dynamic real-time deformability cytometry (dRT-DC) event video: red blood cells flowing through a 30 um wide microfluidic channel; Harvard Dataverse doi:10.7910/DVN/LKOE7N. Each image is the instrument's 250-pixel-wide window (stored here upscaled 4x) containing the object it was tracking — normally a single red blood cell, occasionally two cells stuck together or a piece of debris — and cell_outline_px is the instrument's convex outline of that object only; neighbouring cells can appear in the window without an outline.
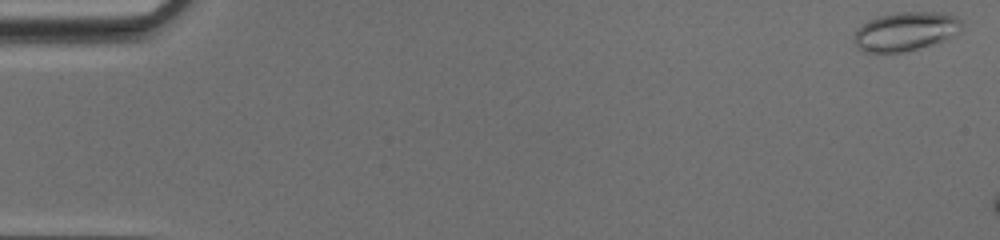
{"species": "common noctule bat (a hibernating species)", "species_latin": "Nyctalus noctula", "temperature_condition": "cold", "stored_images_in_passage": 6, "camera_frame_rate_fps": 3000, "um_per_image_px": 0.085, "animal": {"sex": "female", "body_mass_g": 17.0, "forearm_length_mm": 48.0}, "frame": {"image": 1, "passage_image": 1, "time_ms": 0.0, "image_size_px": [1000, 240], "cell_outline_px": [[964, 24], [960, 32], [948, 40], [904, 52], [864, 52], [852, 40], [852, 36], [868, 20], [880, 16], [900, 12], [940, 12], [956, 16]], "centroid_in_image_um": [77.03, 2.67], "position_along_channel_um": 8.0, "area_um2": 24.51}}